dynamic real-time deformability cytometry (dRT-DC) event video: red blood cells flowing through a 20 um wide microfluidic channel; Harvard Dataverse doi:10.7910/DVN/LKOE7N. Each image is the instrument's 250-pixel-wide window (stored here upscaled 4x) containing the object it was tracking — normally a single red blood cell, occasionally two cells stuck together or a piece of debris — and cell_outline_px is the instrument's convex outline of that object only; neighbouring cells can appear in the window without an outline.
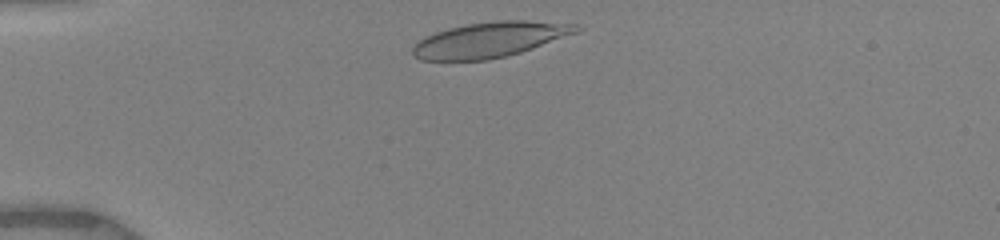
{"species": "human", "species_latin": "Homo sapiens", "temperature_condition": "warm", "stored_images_in_passage": 11, "camera_frame_rate_fps": 3000, "um_per_image_px": 0.085, "donor": {"sex": "female"}, "frame": {"image": 1, "passage_image": 2, "time_ms": 0.333, "image_size_px": [1000, 240], "cell_outline_px": [[584, 28], [580, 32], [520, 52], [488, 60], [420, 60], [412, 56], [412, 48], [424, 36], [448, 28], [468, 24], [496, 20], [524, 20], [576, 24]], "centroid_in_image_um": [41.65, 3.37], "position_along_channel_um": 43.3, "area_um2": 33.64}}
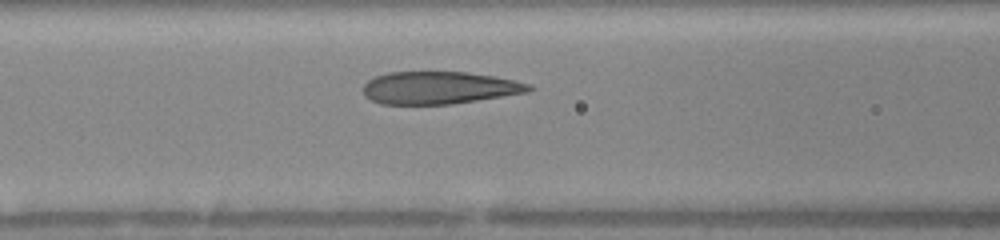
{"frame": {"image": 2, "passage_image": 7, "time_ms": 3.333, "image_size_px": [1000, 240], "cell_outline_px": [[536, 88], [524, 92], [452, 104], [380, 104], [364, 96], [364, 84], [368, 80], [376, 76], [388, 72], [468, 72], [496, 76], [528, 84]], "centroid_in_image_um": [37.28, 7.45], "position_along_channel_um": 129.3, "area_um2": 31.1}}
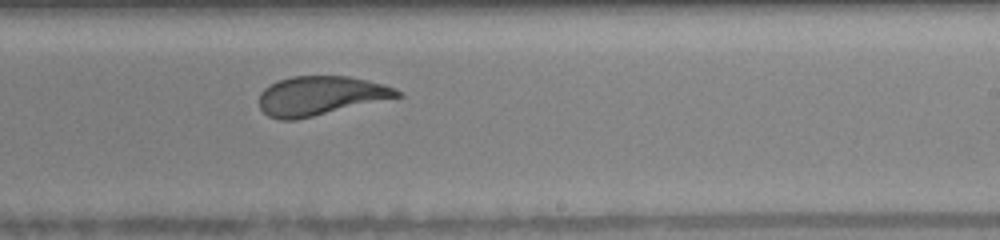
{"frame": {"image": 3, "passage_image": 11, "time_ms": 6.667, "image_size_px": [1000, 240], "cell_outline_px": [[404, 96], [296, 120], [280, 120], [268, 116], [260, 108], [260, 92], [264, 88], [280, 80], [292, 76], [348, 76], [368, 80], [384, 84], [396, 88]], "centroid_in_image_um": [27.26, 8.14], "position_along_channel_um": 261.7, "area_um2": 31.5}}